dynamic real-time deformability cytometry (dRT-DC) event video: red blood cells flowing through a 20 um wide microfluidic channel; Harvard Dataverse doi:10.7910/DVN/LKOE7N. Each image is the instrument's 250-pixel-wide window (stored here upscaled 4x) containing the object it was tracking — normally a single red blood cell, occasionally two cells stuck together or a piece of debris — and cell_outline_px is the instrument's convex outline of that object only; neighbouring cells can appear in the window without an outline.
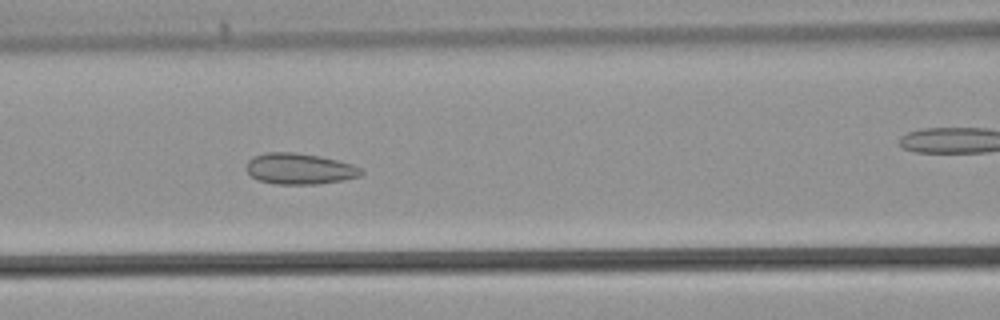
{"species": "common noctule bat (a hibernating species)", "species_latin": "Nyctalus noctula", "temperature_condition": "warm", "stored_images_in_passage": 34, "camera_frame_rate_fps": 3000, "um_per_image_px": 0.085, "animal": {"sex": "male", "body_mass_g": 21.5, "forearm_length_mm": 52.0}, "frame": {"image": 1, "passage_image": 14, "time_ms": 4.333, "image_size_px": [1000, 320], "cell_outline_px": [[364, 172], [360, 176], [344, 180], [316, 184], [276, 184], [256, 180], [244, 168], [248, 160], [252, 156], [268, 152], [292, 152], [320, 156], [352, 164], [360, 168]], "centroid_in_image_um": [25.42, 14.35], "position_along_channel_um": 141.2, "area_um2": 20.87}}
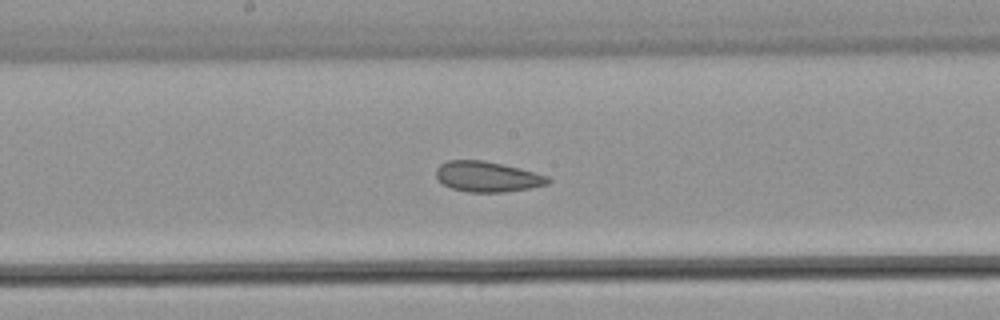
{"frame": {"image": 2, "passage_image": 18, "time_ms": 5.667, "image_size_px": [1000, 320], "cell_outline_px": [[552, 180], [548, 184], [532, 188], [504, 192], [468, 192], [452, 188], [444, 184], [436, 176], [436, 168], [440, 164], [448, 160], [484, 160], [504, 164], [520, 168], [548, 176]], "centroid_in_image_um": [41.45, 15.01], "position_along_channel_um": 206.7, "area_um2": 19.94}}
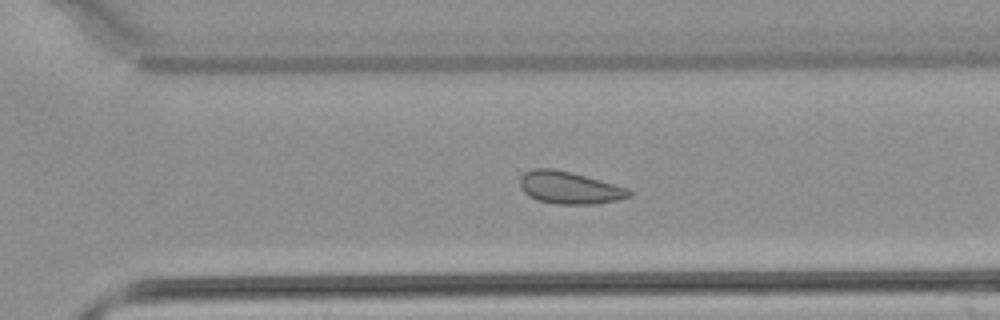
{"frame": {"image": 3, "passage_image": 25, "time_ms": 8.0, "image_size_px": [1000, 320], "cell_outline_px": [[632, 196], [616, 200], [596, 204], [556, 204], [536, 200], [528, 196], [524, 192], [520, 184], [520, 176], [524, 172], [532, 168], [552, 168], [584, 176], [628, 188], [632, 192]], "centroid_in_image_um": [48.36, 15.96], "position_along_channel_um": 322.2, "area_um2": 20.46}}